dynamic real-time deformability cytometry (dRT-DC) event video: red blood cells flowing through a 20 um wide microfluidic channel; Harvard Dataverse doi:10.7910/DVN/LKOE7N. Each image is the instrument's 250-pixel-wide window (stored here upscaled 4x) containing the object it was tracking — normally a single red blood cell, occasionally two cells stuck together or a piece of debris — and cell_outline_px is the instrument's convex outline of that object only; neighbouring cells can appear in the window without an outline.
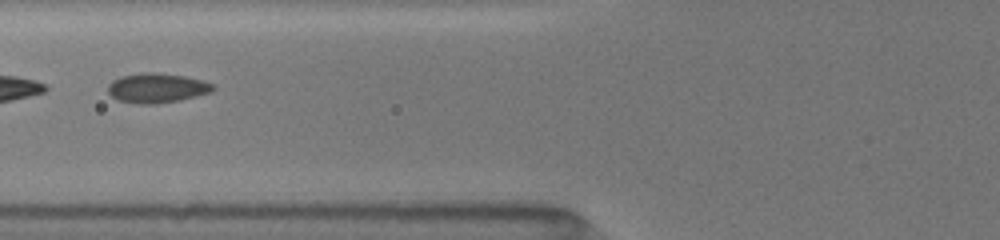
{"species": "common noctule bat (a hibernating species)", "species_latin": "Nyctalus noctula", "temperature_condition": "room temperature", "stored_images_in_passage": 37, "camera_frame_rate_fps": 3000, "um_per_image_px": 0.085, "animal": {"sex": "female", "body_mass_g": 19.5, "forearm_length_mm": 54.1}, "frame": {"image": 1, "passage_image": 7, "time_ms": 2.0, "image_size_px": [1000, 240], "cell_outline_px": [[216, 88], [212, 92], [180, 100], [156, 104], [140, 104], [120, 100], [112, 96], [108, 92], [108, 84], [112, 80], [120, 76], [140, 72], [156, 72], [184, 76], [200, 80], [212, 84]], "centroid_in_image_um": [13.32, 7.47], "position_along_channel_um": 112.5, "area_um2": 18.15}}
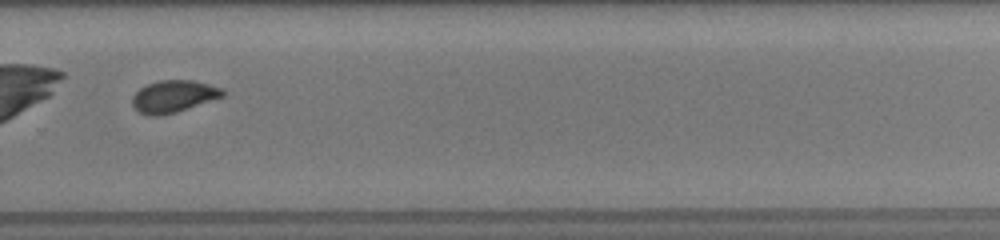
{"frame": {"image": 2, "passage_image": 22, "time_ms": 7.0, "image_size_px": [1000, 240], "cell_outline_px": [[224, 96], [176, 112], [160, 116], [148, 116], [140, 112], [132, 104], [132, 96], [140, 88], [148, 84], [160, 80], [192, 80], [224, 88]], "centroid_in_image_um": [14.75, 8.19], "position_along_channel_um": 315.0, "area_um2": 16.82}}
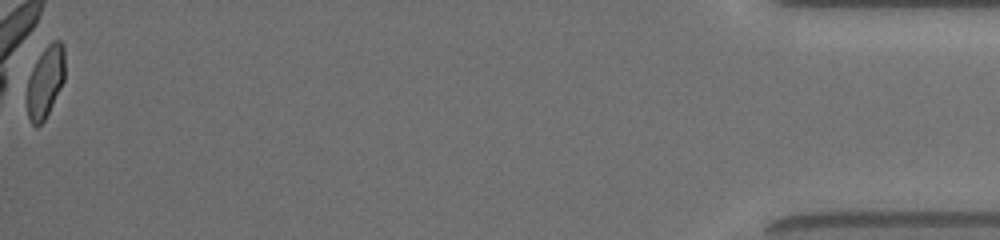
{"frame": {"image": 3, "passage_image": 37, "time_ms": 12.0, "image_size_px": [1000, 240], "cell_outline_px": [[64, 80], [44, 120], [36, 128], [32, 124], [28, 116], [28, 80], [32, 68], [36, 60], [44, 48], [52, 40], [60, 40], [64, 44]], "centroid_in_image_um": [3.87, 6.91], "position_along_channel_um": 431.3, "area_um2": 15.55}, "authors_computed_cell_mechanics": {"area_um2": 16.8776, "velocity_mm_per_s": 4.0521, "shape_relaxation_time_tau1_ms": 9.9031, "shape_relaxation_time_tau2_ms": 0.8507, "deformation_change_tau1": 0.183, "deformation_change_tau2": 0.0385}}